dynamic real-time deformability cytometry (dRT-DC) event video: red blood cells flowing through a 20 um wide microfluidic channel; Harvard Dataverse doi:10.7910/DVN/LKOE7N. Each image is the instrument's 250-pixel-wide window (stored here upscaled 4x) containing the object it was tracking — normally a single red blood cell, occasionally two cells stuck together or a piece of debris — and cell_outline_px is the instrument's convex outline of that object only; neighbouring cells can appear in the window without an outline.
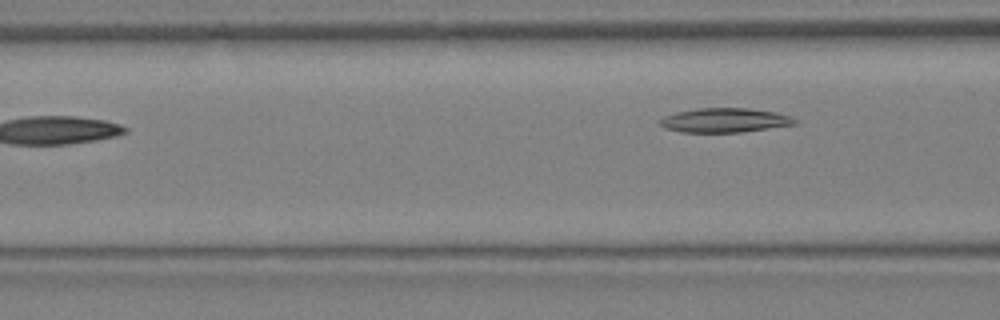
{"species": "Egyptian fruit bat (a non-hibernating species)", "species_latin": "Rousettus aegyptiacus", "temperature_condition": "warm", "stored_images_in_passage": 5, "segment_of_instrument_passage": [2, 2], "camera_frame_rate_fps": 3000, "um_per_image_px": 0.085, "animal": {"sex": "female"}, "frame": {"image": 1, "passage_image": 5, "time_ms": 1.333, "image_size_px": [1000, 320], "cell_outline_px": [[796, 124], [740, 132], [680, 132], [664, 128], [660, 124], [660, 120], [664, 116], [676, 112], [700, 108], [748, 108], [776, 112], [792, 116], [796, 120]], "centroid_in_image_um": [61.59, 10.22], "position_along_channel_um": 105.0, "area_um2": 19.02}}